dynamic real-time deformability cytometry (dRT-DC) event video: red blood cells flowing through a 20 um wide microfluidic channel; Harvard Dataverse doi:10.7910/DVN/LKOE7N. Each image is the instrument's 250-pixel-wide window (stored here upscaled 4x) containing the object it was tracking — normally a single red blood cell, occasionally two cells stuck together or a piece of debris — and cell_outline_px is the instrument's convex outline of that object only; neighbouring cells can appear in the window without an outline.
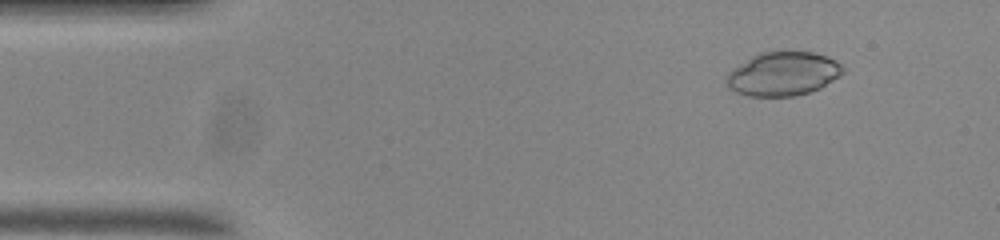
{"species": "common noctule bat (a hibernating species)", "species_latin": "Nyctalus noctula", "temperature_condition": "room temperature", "stored_images_in_passage": 50, "camera_frame_rate_fps": 3000, "um_per_image_px": 0.085, "animal": {"sex": "male", "body_mass_g": 20.0, "forearm_length_mm": 53.3}, "frame": {"image": 1, "passage_image": 2, "time_ms": 0.333, "image_size_px": [1000, 240], "cell_outline_px": [[844, 72], [840, 76], [820, 88], [796, 96], [748, 96], [736, 92], [728, 88], [724, 80], [728, 72], [752, 56], [760, 52], [812, 52], [828, 56], [836, 60], [844, 68]], "centroid_in_image_um": [66.55, 6.28], "position_along_channel_um": 18.4, "area_um2": 29.77}}
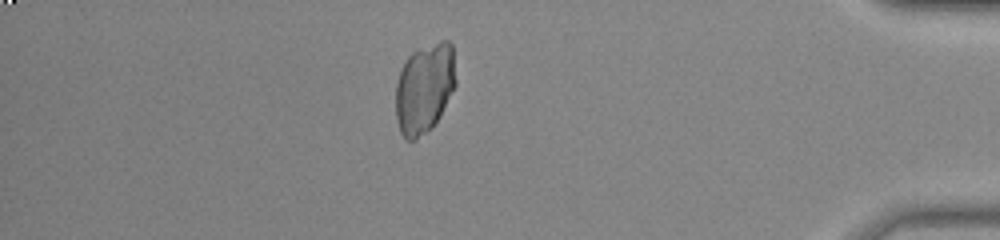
{"frame": {"image": 2, "passage_image": 43, "time_ms": 14.0, "image_size_px": [1000, 240], "cell_outline_px": [[456, 84], [440, 116], [424, 132], [412, 140], [408, 140], [400, 132], [396, 120], [396, 84], [400, 68], [408, 56], [412, 52], [440, 40], [448, 40], [452, 44], [456, 80]], "centroid_in_image_um": [36.07, 7.45], "position_along_channel_um": 399.1, "area_um2": 31.27}}